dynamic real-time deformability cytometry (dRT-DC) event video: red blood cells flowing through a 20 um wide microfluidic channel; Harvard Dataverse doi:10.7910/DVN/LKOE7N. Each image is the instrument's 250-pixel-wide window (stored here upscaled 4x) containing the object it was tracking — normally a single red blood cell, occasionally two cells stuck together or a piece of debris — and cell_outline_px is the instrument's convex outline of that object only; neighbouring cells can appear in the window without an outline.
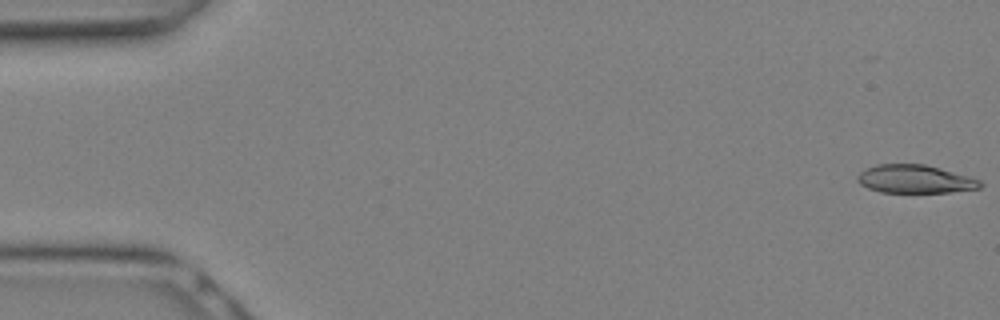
{"species": "Egyptian fruit bat (a non-hibernating species)", "species_latin": "Rousettus aegyptiacus", "temperature_condition": "warm", "stored_images_in_passage": 9, "camera_frame_rate_fps": 3000, "um_per_image_px": 0.085, "animal": {"sex": "female"}, "frame": {"image": 1, "passage_image": 1, "time_ms": 0.0, "image_size_px": [1000, 320], "cell_outline_px": [[984, 184], [980, 188], [948, 192], [880, 192], [868, 188], [860, 184], [856, 180], [856, 176], [860, 172], [876, 164], [924, 164], [968, 176], [980, 180]], "centroid_in_image_um": [77.75, 15.22], "position_along_channel_um": 7.3, "area_um2": 20.06}}